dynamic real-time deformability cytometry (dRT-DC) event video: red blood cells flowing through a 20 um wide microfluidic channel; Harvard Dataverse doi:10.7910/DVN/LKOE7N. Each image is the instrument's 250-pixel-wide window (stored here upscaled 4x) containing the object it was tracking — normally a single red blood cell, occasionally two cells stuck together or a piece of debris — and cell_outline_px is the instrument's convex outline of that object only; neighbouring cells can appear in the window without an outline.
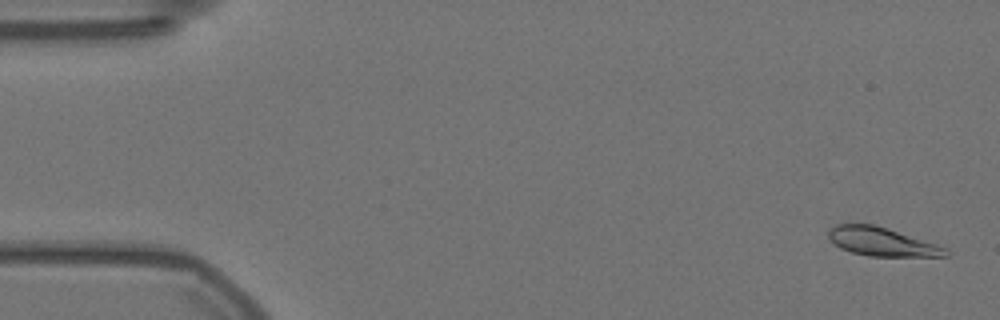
{"species": "Egyptian fruit bat (a non-hibernating species)", "species_latin": "Rousettus aegyptiacus", "temperature_condition": "warm", "stored_images_in_passage": 55, "camera_frame_rate_fps": 3000, "um_per_image_px": 0.085, "animal": {"sex": "female"}, "frame": {"image": 1, "passage_image": 2, "time_ms": 0.333, "image_size_px": [1000, 320], "cell_outline_px": [[948, 256], [868, 256], [852, 252], [840, 248], [828, 236], [828, 232], [836, 224], [872, 224], [936, 244], [948, 248]], "centroid_in_image_um": [74.95, 20.56], "position_along_channel_um": 10.0, "area_um2": 19.02}}
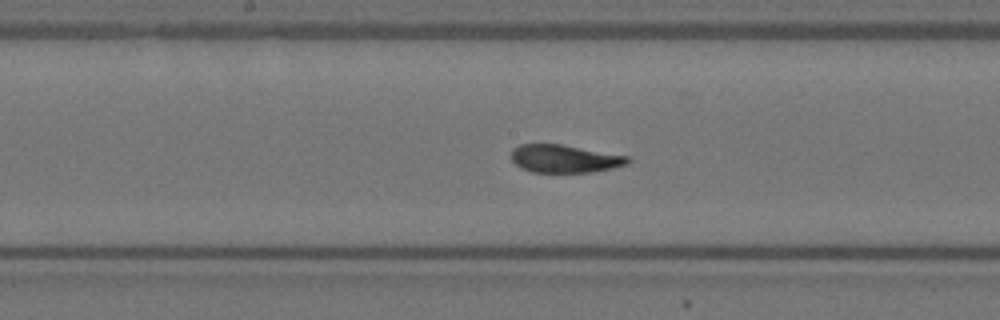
{"frame": {"image": 2, "passage_image": 29, "time_ms": 9.333, "image_size_px": [1000, 320], "cell_outline_px": [[632, 160], [628, 164], [612, 168], [592, 172], [532, 172], [520, 168], [512, 160], [512, 148], [520, 144], [560, 144], [628, 156]], "centroid_in_image_um": [47.99, 13.49], "position_along_channel_um": 200.2, "area_um2": 18.9}}
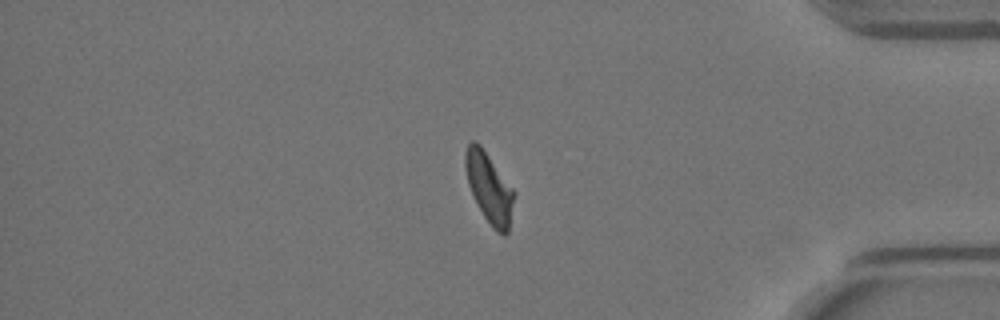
{"frame": {"image": 3, "passage_image": 48, "time_ms": 15.667, "image_size_px": [1000, 320], "cell_outline_px": [[516, 192], [508, 232], [504, 236], [496, 232], [492, 228], [484, 216], [468, 184], [464, 168], [464, 152], [468, 144], [472, 140], [476, 140], [480, 144]], "centroid_in_image_um": [41.58, 15.95], "position_along_channel_um": 393.6, "area_um2": 20.0}}